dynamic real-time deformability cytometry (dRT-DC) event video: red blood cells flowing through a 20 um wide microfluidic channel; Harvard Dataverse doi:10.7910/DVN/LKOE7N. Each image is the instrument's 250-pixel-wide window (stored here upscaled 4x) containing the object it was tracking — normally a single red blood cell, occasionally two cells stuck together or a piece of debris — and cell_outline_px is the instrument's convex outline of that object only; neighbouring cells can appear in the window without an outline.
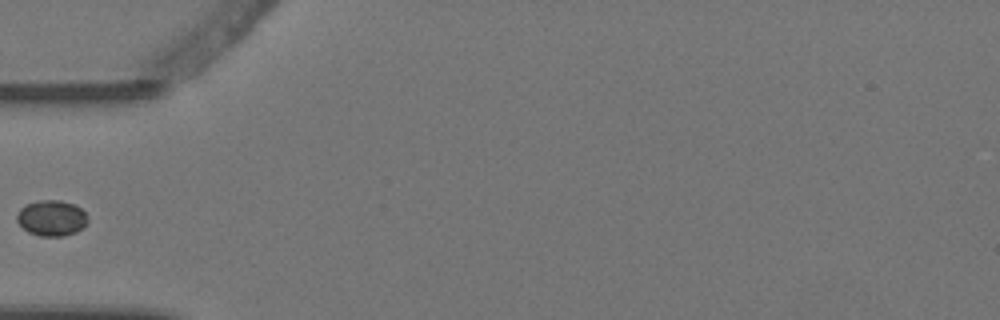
{"species": "Egyptian fruit bat (a non-hibernating species)", "species_latin": "Rousettus aegyptiacus", "temperature_condition": "warm", "stored_images_in_passage": 5, "camera_frame_rate_fps": 3000, "um_per_image_px": 0.085, "animal": {"sex": "female"}, "frame": {"image": 1, "passage_image": 5, "time_ms": 1.333, "image_size_px": [1000, 320], "cell_outline_px": [[88, 220], [76, 232], [64, 236], [40, 236], [28, 232], [16, 220], [16, 212], [20, 208], [28, 204], [40, 200], [60, 200], [72, 204], [80, 208], [88, 216]], "centroid_in_image_um": [4.36, 18.53], "position_along_channel_um": 80.6, "area_um2": 14.62}}